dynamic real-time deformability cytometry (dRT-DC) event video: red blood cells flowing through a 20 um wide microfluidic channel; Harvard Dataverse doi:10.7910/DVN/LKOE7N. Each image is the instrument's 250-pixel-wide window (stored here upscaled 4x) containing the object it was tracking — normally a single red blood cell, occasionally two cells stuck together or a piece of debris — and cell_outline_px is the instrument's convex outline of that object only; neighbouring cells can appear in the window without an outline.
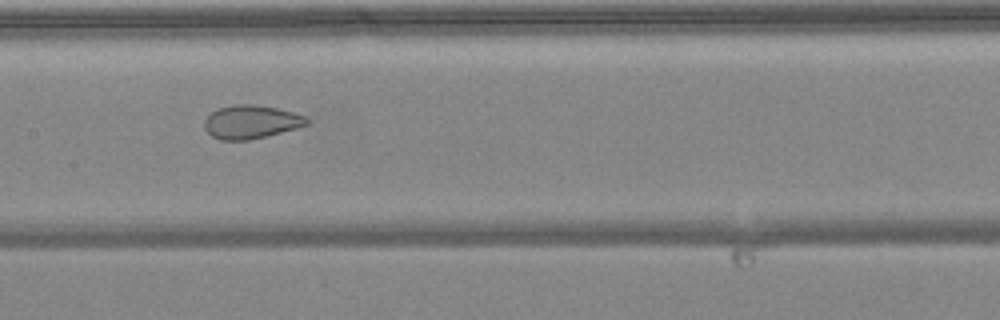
{"species": "common noctule bat (a hibernating species)", "species_latin": "Nyctalus noctula", "temperature_condition": "warm", "stored_images_in_passage": 40, "camera_frame_rate_fps": 3000, "um_per_image_px": 0.085, "animal": {"sex": "female", "body_mass_g": 24.6, "forearm_length_mm": 56.2}, "frame": {"image": 1, "passage_image": 14, "time_ms": 4.333, "image_size_px": [1000, 320], "cell_outline_px": [[308, 124], [296, 128], [248, 140], [220, 140], [212, 136], [204, 128], [204, 120], [212, 112], [220, 108], [236, 104], [252, 104], [276, 108], [292, 112], [304, 116], [308, 120]], "centroid_in_image_um": [21.3, 10.36], "position_along_channel_um": 186.1, "area_um2": 19.59}}
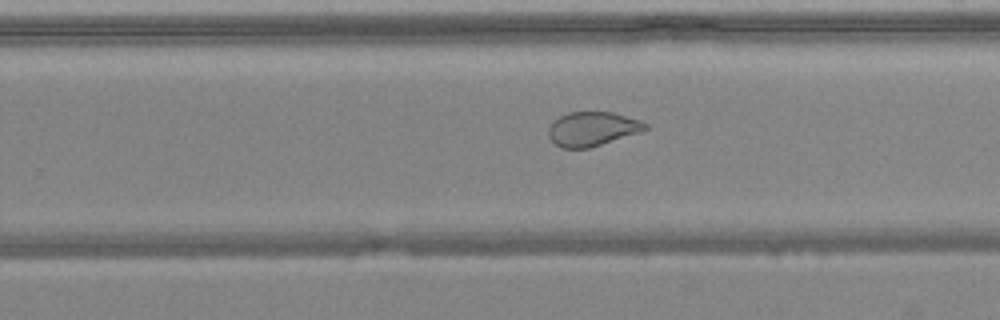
{"frame": {"image": 2, "passage_image": 21, "time_ms": 6.667, "image_size_px": [1000, 320], "cell_outline_px": [[648, 128], [644, 132], [588, 148], [560, 148], [548, 136], [548, 128], [560, 116], [568, 112], [612, 112], [640, 120], [648, 124]], "centroid_in_image_um": [50.39, 10.96], "position_along_channel_um": 279.4, "area_um2": 19.36}}
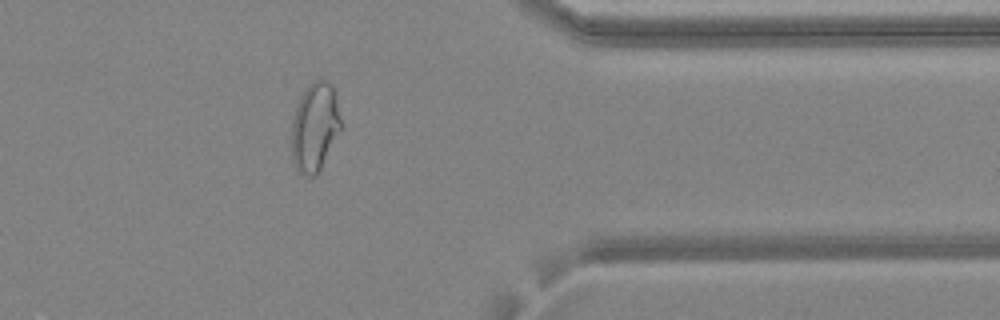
{"frame": {"image": 3, "passage_image": 30, "time_ms": 9.667, "image_size_px": [1000, 320], "cell_outline_px": [[340, 128], [316, 176], [308, 176], [300, 172], [296, 168], [292, 160], [292, 120], [300, 96], [308, 84], [312, 80], [324, 80], [332, 84], [336, 96], [340, 116]], "centroid_in_image_um": [26.74, 10.76], "position_along_channel_um": 384.7, "area_um2": 25.09}, "authors_computed_cell_mechanics": {"area_um2": 23.2356, "velocity_mm_per_s": 4.0249, "shape_relaxation_time_tau1_ms": null, "shape_relaxation_time_tau2_ms": 0.8583, "deformation_change_tau1": null, "deformation_change_tau2": 0.0682}}